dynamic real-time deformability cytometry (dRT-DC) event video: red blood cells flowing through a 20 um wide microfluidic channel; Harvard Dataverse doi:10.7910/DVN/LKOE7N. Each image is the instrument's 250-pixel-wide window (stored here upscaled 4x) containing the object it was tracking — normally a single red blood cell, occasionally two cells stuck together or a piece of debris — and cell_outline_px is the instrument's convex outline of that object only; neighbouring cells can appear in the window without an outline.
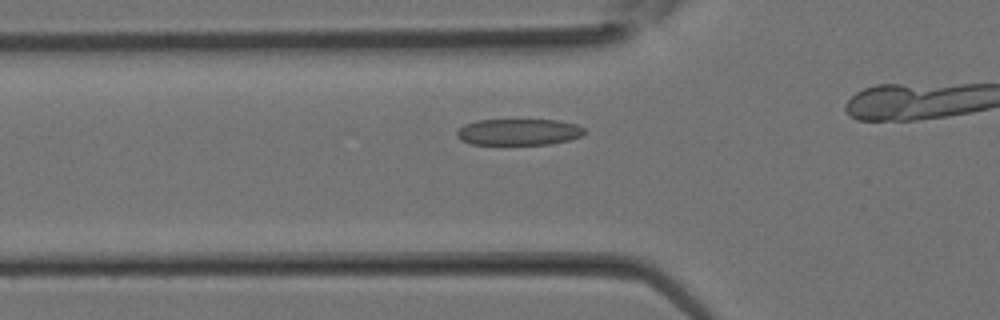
{"species": "Egyptian fruit bat (a non-hibernating species)", "species_latin": "Rousettus aegyptiacus", "temperature_condition": "room temperature", "stored_images_in_passage": 13, "camera_frame_rate_fps": 3000, "um_per_image_px": 0.085, "animal": {"sex": "female"}, "frame": {"image": 1, "passage_image": 6, "time_ms": 1.667, "image_size_px": [1000, 320], "cell_outline_px": [[584, 132], [580, 136], [568, 140], [548, 144], [472, 144], [460, 140], [456, 136], [456, 132], [464, 124], [476, 120], [560, 120], [576, 124], [584, 128]], "centroid_in_image_um": [44.05, 11.21], "position_along_channel_um": 81.7, "area_um2": 19.54}}
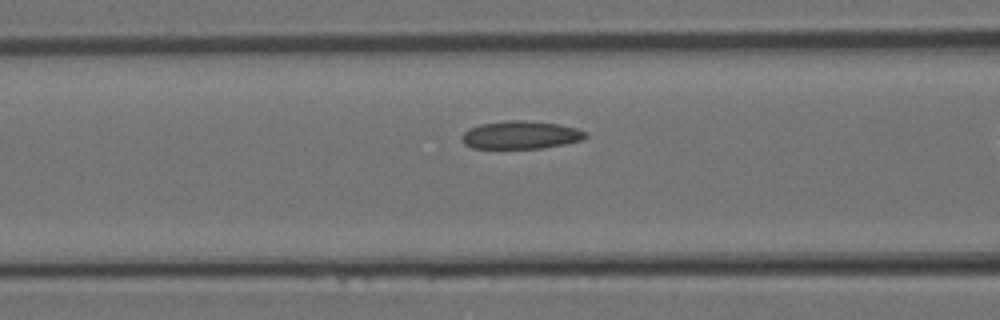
{"frame": {"image": 2, "passage_image": 8, "time_ms": 2.333, "image_size_px": [1000, 320], "cell_outline_px": [[588, 136], [584, 140], [564, 144], [540, 148], [472, 148], [464, 144], [460, 136], [468, 128], [480, 124], [508, 120], [524, 120], [556, 124], [576, 128], [584, 132]], "centroid_in_image_um": [44.22, 11.47], "position_along_channel_um": 122.4, "area_um2": 20.11}}
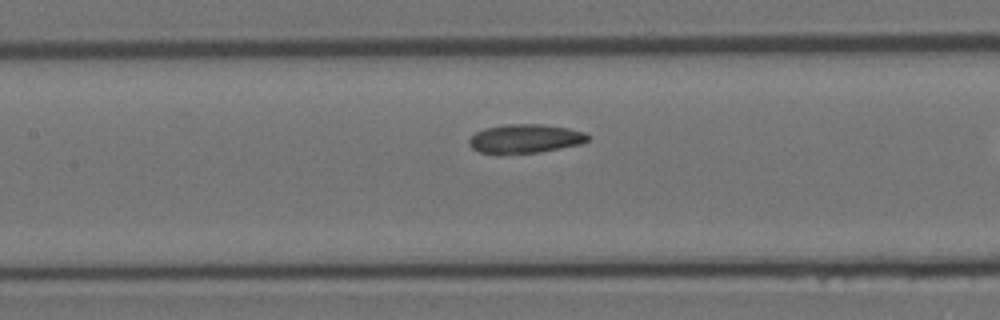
{"frame": {"image": 3, "passage_image": 10, "time_ms": 3.0, "image_size_px": [1000, 320], "cell_outline_px": [[592, 136], [588, 140], [580, 144], [540, 152], [500, 156], [496, 156], [480, 152], [472, 148], [468, 144], [468, 140], [476, 132], [484, 128], [508, 124], [540, 124], [568, 128], [584, 132]], "centroid_in_image_um": [44.59, 11.82], "position_along_channel_um": 162.8, "area_um2": 20.52}}